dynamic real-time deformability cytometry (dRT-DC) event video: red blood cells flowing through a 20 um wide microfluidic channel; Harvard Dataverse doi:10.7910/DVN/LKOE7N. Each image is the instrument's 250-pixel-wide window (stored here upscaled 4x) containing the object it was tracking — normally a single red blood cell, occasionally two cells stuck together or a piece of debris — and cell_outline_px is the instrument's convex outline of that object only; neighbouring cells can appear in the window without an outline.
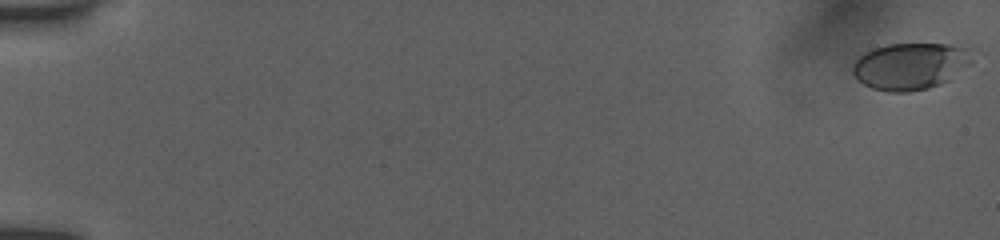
{"species": "human", "species_latin": "Homo sapiens", "temperature_condition": "room temperature", "stored_images_in_passage": 54, "camera_frame_rate_fps": 3000, "um_per_image_px": 0.085, "donor": {"sex": "female"}, "frame": {"image": 1, "passage_image": 1, "time_ms": 0.0, "image_size_px": [1000, 240], "cell_outline_px": [[984, 52], [972, 64], [948, 80], [940, 84], [928, 88], [908, 92], [888, 92], [872, 88], [864, 84], [852, 72], [852, 64], [864, 52], [872, 48], [888, 44], [948, 44], [980, 48]], "centroid_in_image_um": [77.56, 5.58], "position_along_channel_um": 7.4, "area_um2": 33.76}}
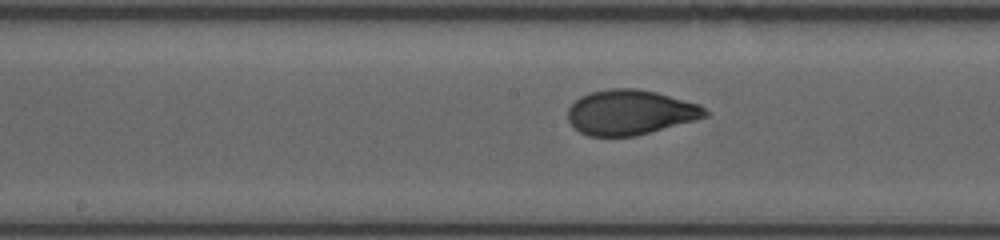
{"frame": {"image": 2, "passage_image": 30, "time_ms": 9.667, "image_size_px": [1000, 240], "cell_outline_px": [[708, 116], [636, 136], [588, 136], [580, 132], [568, 120], [568, 108], [580, 96], [588, 92], [608, 88], [636, 88], [656, 92], [700, 104], [708, 112]], "centroid_in_image_um": [53.55, 9.53], "position_along_channel_um": 194.7, "area_um2": 35.89}}
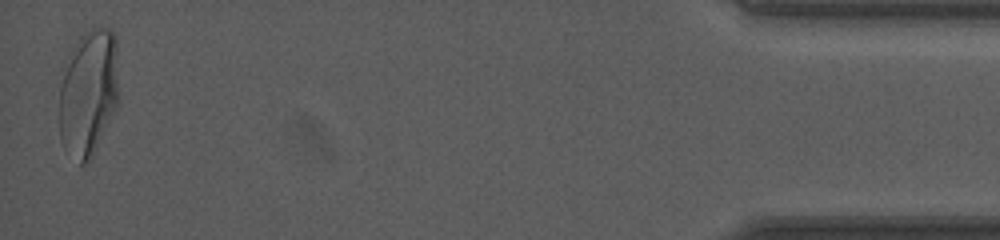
{"frame": {"image": 3, "passage_image": 54, "time_ms": 17.667, "image_size_px": [1000, 240], "cell_outline_px": [[120, 100], [92, 156], [84, 164], [80, 164], [64, 148], [60, 140], [60, 68], [72, 48], [80, 36], [84, 32], [100, 24], [108, 28], [116, 36]], "centroid_in_image_um": [7.53, 7.8], "position_along_channel_um": 427.7, "area_um2": 45.08}, "authors_computed_cell_mechanics": {"area_um2": 35.5759, "velocity_mm_per_s": 3.9073, "shape_relaxation_time_tau1_ms": 6.1498, "shape_relaxation_time_tau2_ms": null, "deformation_change_tau1": 0.2045, "deformation_change_tau2": null}}